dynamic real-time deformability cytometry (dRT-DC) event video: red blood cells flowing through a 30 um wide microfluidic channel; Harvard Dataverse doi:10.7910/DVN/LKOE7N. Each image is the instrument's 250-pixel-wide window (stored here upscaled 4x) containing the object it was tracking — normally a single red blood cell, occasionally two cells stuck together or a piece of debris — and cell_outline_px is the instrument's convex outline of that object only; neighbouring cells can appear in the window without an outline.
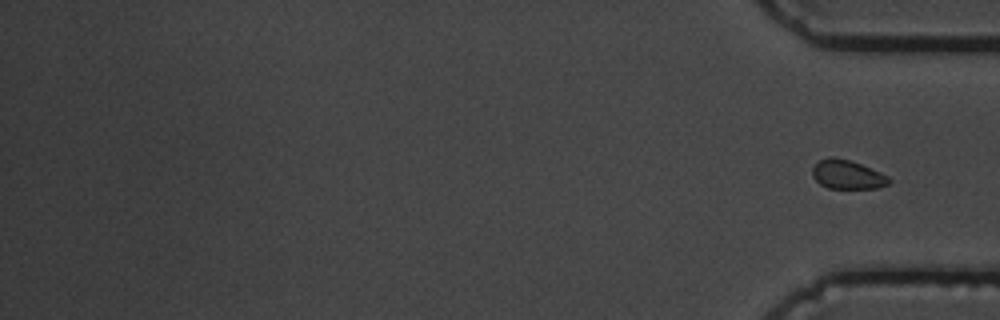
{"species": "common noctule bat (a hibernating species)", "species_latin": "Nyctalus noctula", "temperature_condition": "cold", "stored_images_in_passage": 17, "camera_frame_rate_fps": 3000, "um_per_image_px": 0.085, "animal": {"sex": "male", "body_mass_g": 19.5, "forearm_length_mm": 54.6}, "frame": {"image": 1, "passage_image": 17, "time_ms": 19.333, "image_size_px": [1000, 320], "cell_outline_px": [[892, 180], [888, 184], [880, 188], [828, 188], [820, 184], [812, 176], [812, 168], [820, 160], [828, 156], [836, 156], [860, 164], [880, 172], [888, 176]], "centroid_in_image_um": [72.02, 14.83], "position_along_channel_um": 363.2, "area_um2": 12.95}}